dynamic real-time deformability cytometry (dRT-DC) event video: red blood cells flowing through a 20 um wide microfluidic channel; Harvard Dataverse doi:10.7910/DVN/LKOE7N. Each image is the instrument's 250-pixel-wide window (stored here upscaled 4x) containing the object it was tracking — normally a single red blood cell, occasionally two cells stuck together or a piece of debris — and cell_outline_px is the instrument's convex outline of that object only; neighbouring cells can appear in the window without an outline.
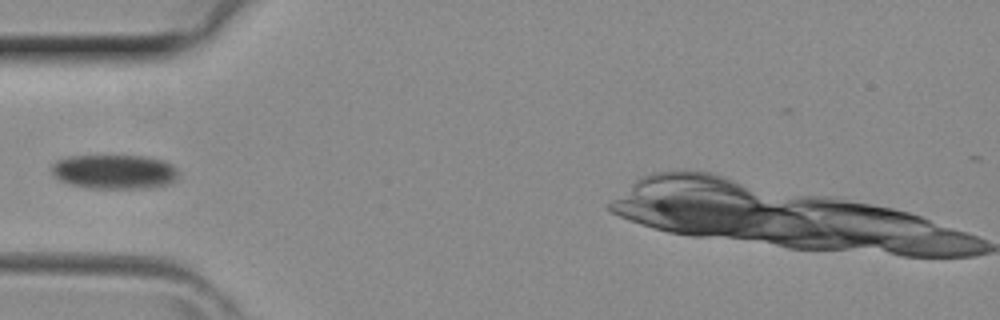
{"species": "common noctule bat (a hibernating species)", "species_latin": "Nyctalus noctula", "temperature_condition": "room temperature", "stored_images_in_passage": 34, "camera_frame_rate_fps": 3000, "um_per_image_px": 0.085, "animal": {"sex": "female", "body_mass_g": 29.2, "forearm_length_mm": 56.3}, "frame": {"image": 1, "passage_image": 1, "time_ms": 0.0, "image_size_px": [1000, 320], "cell_outline_px": [[176, 180], [168, 184], [148, 188], [88, 188], [72, 184], [60, 180], [52, 176], [52, 164], [56, 160], [68, 156], [144, 156], [164, 160], [172, 164], [176, 168]], "centroid_in_image_um": [9.71, 14.59], "position_along_channel_um": 75.3, "area_um2": 25.43}}
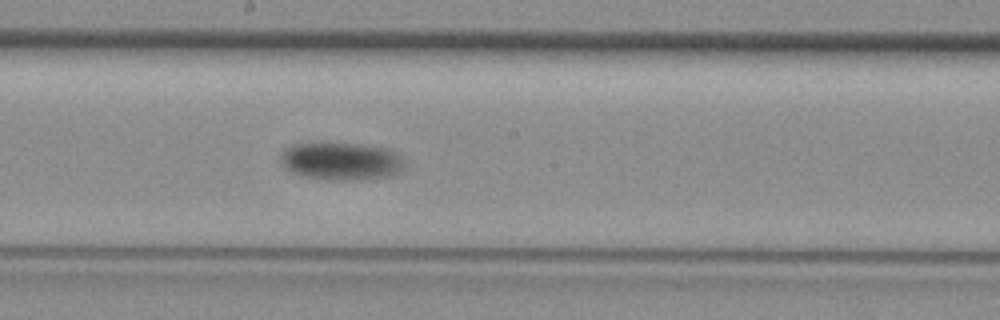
{"frame": {"image": 2, "passage_image": 11, "time_ms": 3.333, "image_size_px": [1000, 320], "cell_outline_px": [[404, 168], [400, 172], [392, 176], [368, 180], [316, 180], [292, 172], [284, 164], [284, 152], [292, 144], [316, 140], [324, 140], [360, 144], [388, 148], [396, 152], [404, 160]], "centroid_in_image_um": [29.07, 13.68], "position_along_channel_um": 219.1, "area_um2": 28.26}}
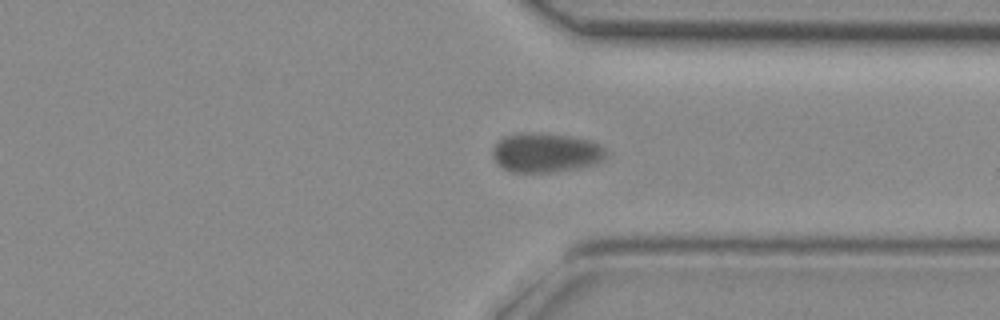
{"frame": {"image": 3, "passage_image": 21, "time_ms": 6.667, "image_size_px": [1000, 320], "cell_outline_px": [[608, 156], [604, 160], [596, 164], [576, 168], [552, 172], [512, 172], [496, 164], [492, 156], [492, 148], [496, 140], [504, 136], [520, 132], [528, 132], [568, 136], [592, 140], [600, 144], [604, 148]], "centroid_in_image_um": [46.37, 12.97], "position_along_channel_um": 365.0, "area_um2": 26.41}}